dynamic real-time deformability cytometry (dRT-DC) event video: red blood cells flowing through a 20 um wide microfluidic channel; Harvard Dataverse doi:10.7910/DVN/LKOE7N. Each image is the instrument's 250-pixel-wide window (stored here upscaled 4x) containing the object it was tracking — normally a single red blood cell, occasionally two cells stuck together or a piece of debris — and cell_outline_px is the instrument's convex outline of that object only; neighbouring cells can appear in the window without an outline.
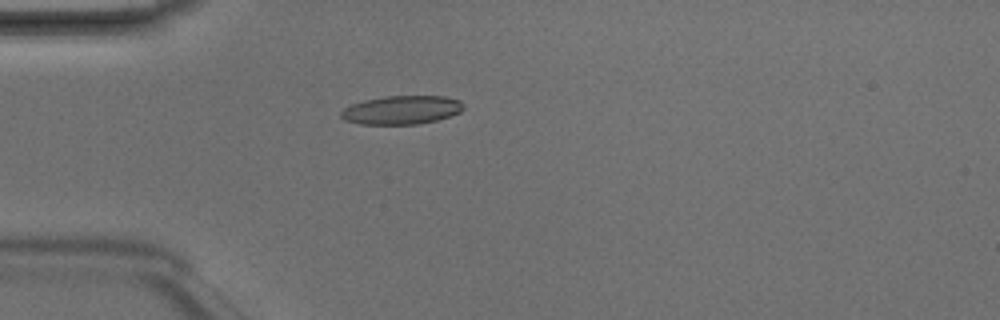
{"species": "Egyptian fruit bat (a non-hibernating species)", "species_latin": "Rousettus aegyptiacus", "temperature_condition": "room temperature", "stored_images_in_passage": 1, "camera_frame_rate_fps": 3000, "um_per_image_px": 0.085, "animal": {"sex": "male"}, "frame": {"image": 1, "passage_image": 1, "time_ms": 0.0, "image_size_px": [1000, 320], "cell_outline_px": [[464, 108], [460, 112], [436, 120], [416, 124], [360, 124], [344, 120], [340, 116], [340, 112], [344, 108], [352, 104], [364, 100], [384, 96], [444, 96], [460, 100], [464, 104]], "centroid_in_image_um": [34.12, 9.34], "position_along_channel_um": 50.9, "area_um2": 20.4}}